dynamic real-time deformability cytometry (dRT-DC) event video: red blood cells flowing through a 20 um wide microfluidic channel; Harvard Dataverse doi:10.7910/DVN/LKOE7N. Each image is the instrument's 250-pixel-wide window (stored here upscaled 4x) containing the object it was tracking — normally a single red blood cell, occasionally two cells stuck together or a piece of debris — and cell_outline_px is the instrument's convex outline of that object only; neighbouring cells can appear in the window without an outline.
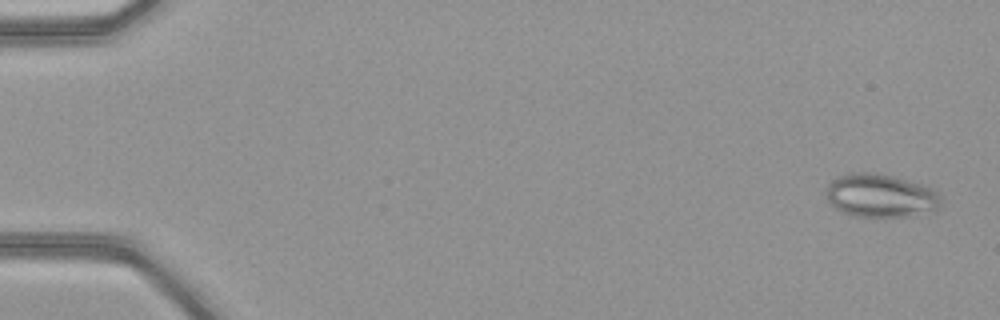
{"species": "common noctule bat (a hibernating species)", "species_latin": "Nyctalus noctula", "temperature_condition": "warm", "stored_images_in_passage": 51, "camera_frame_rate_fps": 3000, "um_per_image_px": 0.085, "animal": {"sex": "female", "body_mass_g": 21.9}, "frame": {"image": 1, "passage_image": 2, "time_ms": 0.333, "image_size_px": [1000, 320], "cell_outline_px": [[944, 196], [940, 208], [912, 216], [852, 216], [836, 208], [828, 200], [824, 188], [832, 180], [840, 176], [852, 172], [876, 172], [920, 184], [932, 188]], "centroid_in_image_um": [74.87, 16.62], "position_along_channel_um": 10.1, "area_um2": 29.07}}
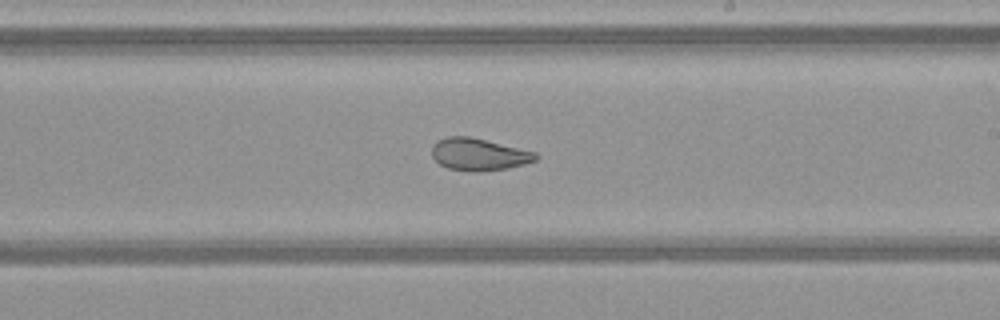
{"frame": {"image": 2, "passage_image": 31, "time_ms": 10.0, "image_size_px": [1000, 320], "cell_outline_px": [[540, 156], [536, 160], [524, 164], [508, 168], [480, 172], [472, 172], [448, 168], [440, 164], [432, 156], [432, 148], [436, 140], [448, 136], [468, 136], [536, 152]], "centroid_in_image_um": [40.7, 13.13], "position_along_channel_um": 248.3, "area_um2": 19.48}}
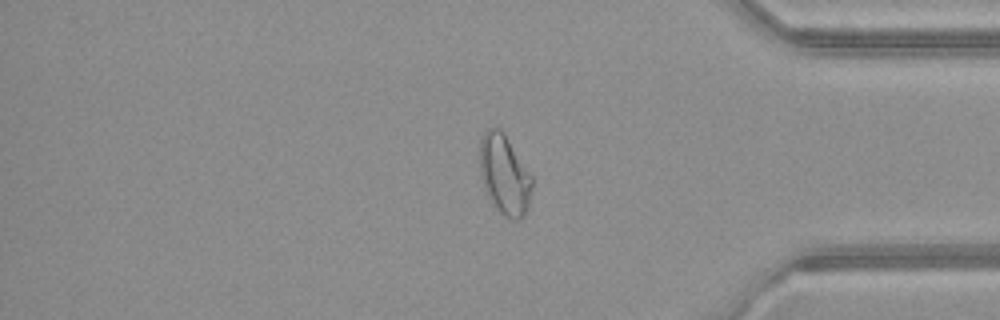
{"frame": {"image": 3, "passage_image": 43, "time_ms": 14.0, "image_size_px": [1000, 320], "cell_outline_px": [[532, 188], [528, 208], [524, 216], [520, 220], [512, 220], [504, 216], [496, 208], [488, 196], [484, 188], [480, 172], [480, 140], [484, 132], [488, 128], [500, 128], [504, 132], [532, 176]], "centroid_in_image_um": [42.89, 14.86], "position_along_channel_um": 392.3, "area_um2": 24.45}, "authors_computed_cell_mechanics": {"area_um2": 25.8366, "velocity_mm_per_s": 4.087, "shape_relaxation_time_tau1_ms": null, "shape_relaxation_time_tau2_ms": 1.4355, "deformation_change_tau1": null, "deformation_change_tau2": 0.0776}}